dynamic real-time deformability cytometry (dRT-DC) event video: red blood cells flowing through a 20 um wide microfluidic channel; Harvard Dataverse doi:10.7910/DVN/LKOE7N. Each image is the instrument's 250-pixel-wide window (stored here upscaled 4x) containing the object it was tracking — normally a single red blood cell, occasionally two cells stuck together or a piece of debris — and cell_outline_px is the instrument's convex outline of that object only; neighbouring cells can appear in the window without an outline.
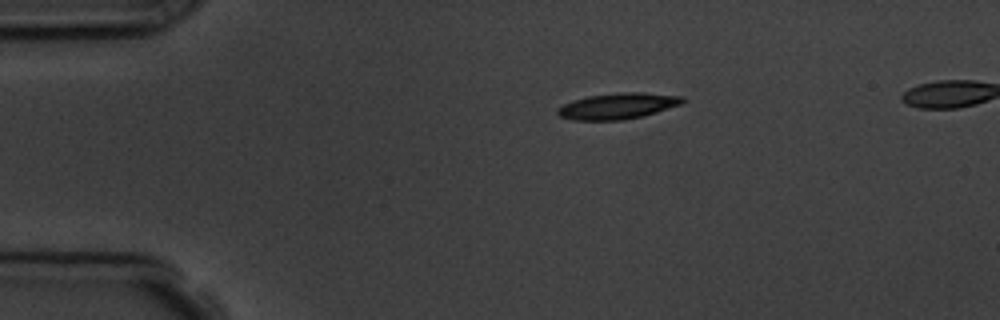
{"species": "common noctule bat (a hibernating species)", "species_latin": "Nyctalus noctula", "temperature_condition": "room temperature", "stored_images_in_passage": 3, "camera_frame_rate_fps": 3000, "um_per_image_px": 0.085, "animal": {"sex": "male", "body_mass_g": 19.5, "forearm_length_mm": 54.6}, "frame": {"image": 1, "passage_image": 1, "time_ms": 0.0, "image_size_px": [1000, 320], "cell_outline_px": [[688, 100], [680, 104], [656, 112], [624, 120], [572, 120], [560, 116], [556, 112], [556, 108], [572, 100], [588, 96], [616, 92], [644, 92], [684, 96]], "centroid_in_image_um": [52.51, 9.0], "position_along_channel_um": 32.5, "area_um2": 19.07}}